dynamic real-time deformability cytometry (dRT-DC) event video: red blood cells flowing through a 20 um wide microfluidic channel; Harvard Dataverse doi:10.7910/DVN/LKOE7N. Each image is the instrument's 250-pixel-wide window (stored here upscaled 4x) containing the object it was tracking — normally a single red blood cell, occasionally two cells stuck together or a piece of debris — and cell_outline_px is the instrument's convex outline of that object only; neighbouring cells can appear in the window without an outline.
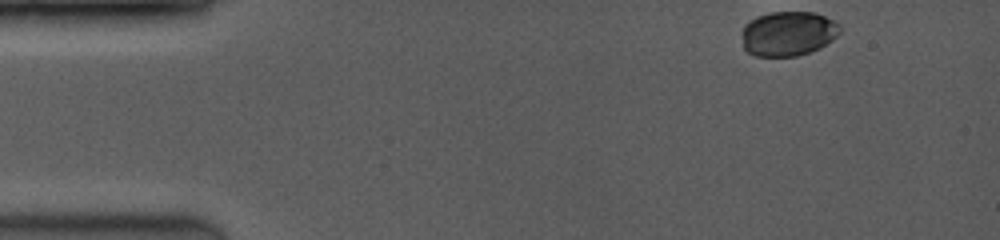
{"species": "common noctule bat (a hibernating species)", "species_latin": "Nyctalus noctula", "temperature_condition": "room temperature", "stored_images_in_passage": 1, "camera_frame_rate_fps": 3500, "um_per_image_px": 0.085, "animal": {"sex": "female", "body_mass_g": 19.0, "forearm_length_mm": 53.3}, "frame": {"image": 1, "passage_image": 1, "time_ms": 0.0, "image_size_px": [1000, 240], "cell_outline_px": [[840, 32], [832, 40], [820, 48], [796, 56], [756, 56], [748, 52], [744, 48], [740, 32], [744, 24], [756, 16], [772, 12], [816, 12], [836, 20], [840, 24]], "centroid_in_image_um": [66.98, 2.84], "position_along_channel_um": 18.0, "area_um2": 25.89}}